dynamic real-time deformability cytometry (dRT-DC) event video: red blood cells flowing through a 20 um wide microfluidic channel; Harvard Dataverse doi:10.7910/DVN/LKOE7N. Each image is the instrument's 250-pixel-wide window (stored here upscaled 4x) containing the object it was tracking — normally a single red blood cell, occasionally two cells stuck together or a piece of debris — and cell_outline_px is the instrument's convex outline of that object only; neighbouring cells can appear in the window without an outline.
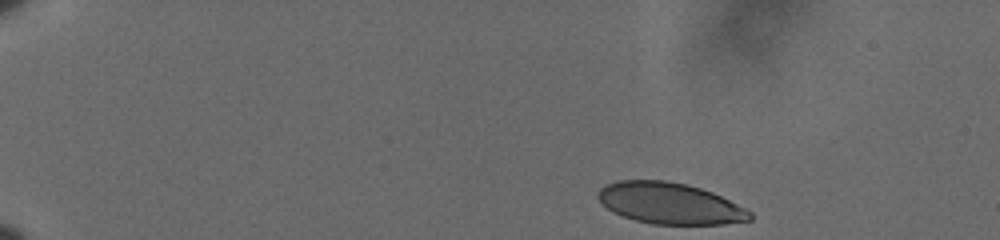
{"species": "human", "species_latin": "Homo sapiens", "temperature_condition": "cold", "stored_images_in_passage": 46, "camera_frame_rate_fps": 3000, "um_per_image_px": 0.085, "donor": {"sex": "male"}, "frame": {"image": 1, "passage_image": 1, "time_ms": 0.0, "image_size_px": [1000, 240], "cell_outline_px": [[752, 220], [724, 224], [652, 224], [636, 220], [612, 212], [600, 204], [596, 196], [596, 192], [600, 188], [608, 184], [620, 180], [664, 180], [688, 184], [712, 192], [752, 212]], "centroid_in_image_um": [56.89, 17.28], "position_along_channel_um": 28.1, "area_um2": 36.59}}
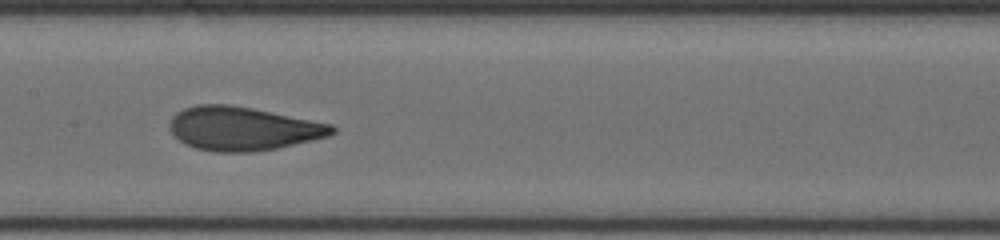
{"frame": {"image": 2, "passage_image": 24, "time_ms": 7.667, "image_size_px": [1000, 240], "cell_outline_px": [[336, 132], [328, 136], [312, 140], [276, 148], [252, 152], [216, 152], [196, 148], [184, 144], [172, 136], [168, 128], [168, 124], [172, 116], [176, 112], [184, 108], [196, 104], [228, 104], [252, 108], [332, 124], [336, 128]], "centroid_in_image_um": [20.58, 10.93], "position_along_channel_um": 186.8, "area_um2": 41.56}}
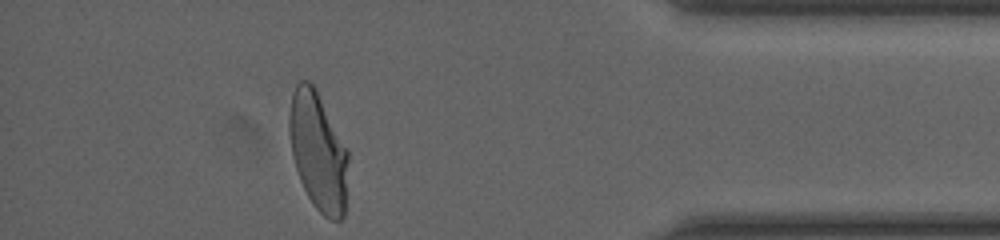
{"frame": {"image": 3, "passage_image": 45, "time_ms": 14.667, "image_size_px": [1000, 240], "cell_outline_px": [[348, 160], [344, 216], [340, 220], [332, 220], [324, 216], [312, 204], [300, 180], [292, 156], [288, 128], [288, 116], [292, 92], [296, 84], [300, 80], [308, 80], [316, 88], [348, 152]], "centroid_in_image_um": [27.01, 12.85], "position_along_channel_um": 408.2, "area_um2": 40.58}, "authors_computed_cell_mechanics": {"area_um2": 40.5756, "velocity_mm_per_s": 3.596, "shape_relaxation_time_tau1_ms": 4.8637, "shape_relaxation_time_tau2_ms": 0.9433, "deformation_change_tau1": 0.1948, "deformation_change_tau2": 0.066}}